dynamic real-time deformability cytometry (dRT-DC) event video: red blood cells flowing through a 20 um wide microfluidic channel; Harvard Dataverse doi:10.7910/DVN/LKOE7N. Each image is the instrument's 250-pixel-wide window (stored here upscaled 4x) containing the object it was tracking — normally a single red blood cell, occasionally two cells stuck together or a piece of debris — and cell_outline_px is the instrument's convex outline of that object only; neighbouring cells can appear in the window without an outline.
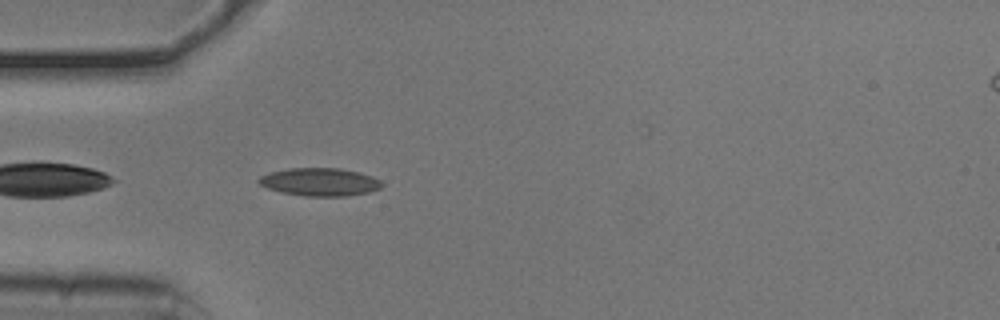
{"species": "common noctule bat (a hibernating species)", "species_latin": "Nyctalus noctula", "temperature_condition": "cold", "stored_images_in_passage": 34, "camera_frame_rate_fps": 3000, "um_per_image_px": 0.085, "animal": {"sex": "male", "body_mass_g": 20.5, "forearm_length_mm": 52.5}, "frame": {"image": 1, "passage_image": 2, "time_ms": 0.333, "image_size_px": [1000, 320], "cell_outline_px": [[384, 184], [380, 188], [368, 192], [344, 196], [308, 196], [280, 192], [268, 188], [260, 184], [256, 180], [260, 176], [272, 172], [288, 168], [340, 168], [360, 172], [372, 176], [380, 180]], "centroid_in_image_um": [27.19, 15.46], "position_along_channel_um": 57.8, "area_um2": 20.0}}
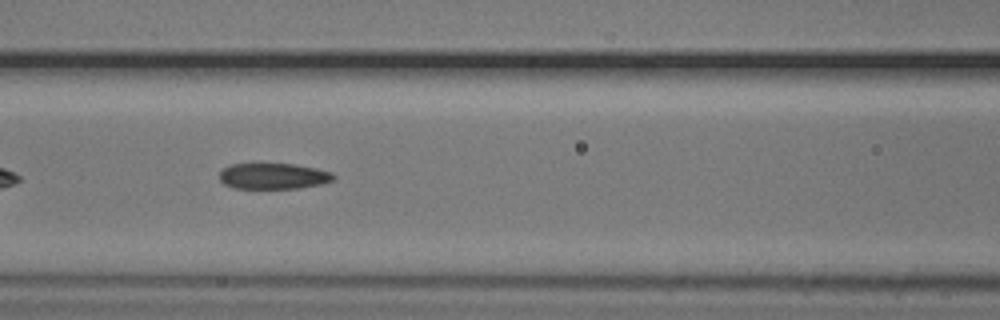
{"frame": {"image": 2, "passage_image": 9, "time_ms": 2.667, "image_size_px": [1000, 320], "cell_outline_px": [[336, 180], [320, 184], [300, 188], [236, 188], [224, 184], [220, 180], [220, 172], [224, 168], [232, 164], [256, 160], [296, 164], [316, 168], [332, 172], [336, 176]], "centroid_in_image_um": [23.23, 14.91], "position_along_channel_um": 143.4, "area_um2": 18.15}}
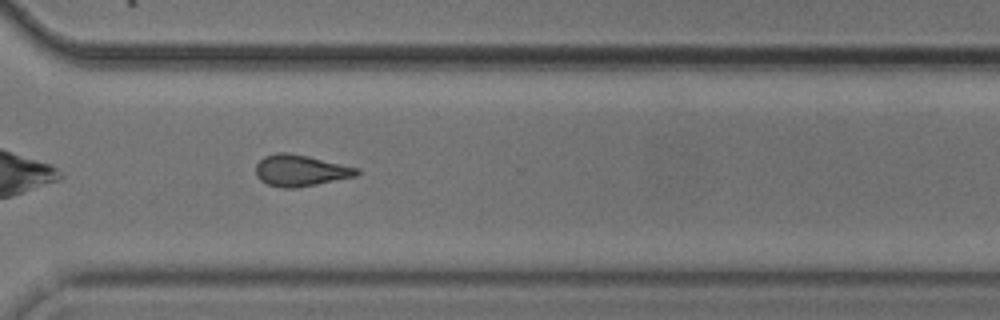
{"frame": {"image": 3, "passage_image": 25, "time_ms": 8.0, "image_size_px": [1000, 320], "cell_outline_px": [[360, 172], [356, 176], [296, 188], [280, 188], [268, 184], [260, 180], [256, 176], [256, 164], [264, 156], [276, 152], [284, 152], [308, 156], [360, 168]], "centroid_in_image_um": [25.53, 14.49], "position_along_channel_um": 345.1, "area_um2": 18.5}, "authors_computed_cell_mechanics": {"area_um2": 18.1492, "velocity_mm_per_s": 3.7909, "shape_relaxation_time_tau1_ms": null, "shape_relaxation_time_tau2_ms": 3.5431, "deformation_change_tau1": null, "deformation_change_tau2": 0.1121}}